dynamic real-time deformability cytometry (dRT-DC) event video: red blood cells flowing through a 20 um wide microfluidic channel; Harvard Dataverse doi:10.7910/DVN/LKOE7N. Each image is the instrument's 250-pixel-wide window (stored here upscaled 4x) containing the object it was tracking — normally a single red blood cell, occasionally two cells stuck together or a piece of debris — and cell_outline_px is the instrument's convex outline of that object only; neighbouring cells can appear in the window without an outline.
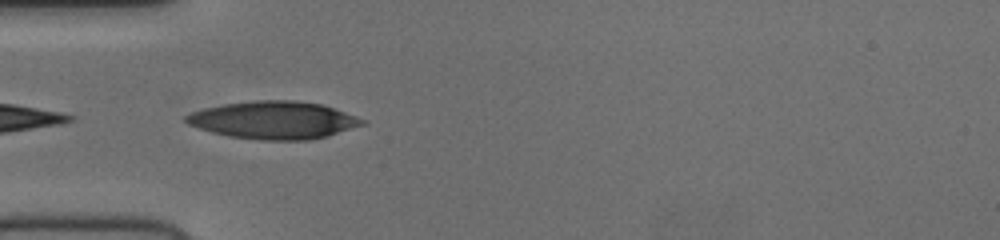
{"species": "human", "species_latin": "Homo sapiens", "temperature_condition": "cold", "stored_images_in_passage": 17, "camera_frame_rate_fps": 3000, "um_per_image_px": 0.085, "donor": {"sex": "female"}, "frame": {"image": 1, "passage_image": 1, "time_ms": 0.0, "image_size_px": [1000, 240], "cell_outline_px": [[364, 124], [324, 136], [308, 140], [260, 140], [228, 136], [212, 132], [188, 124], [184, 120], [184, 116], [192, 112], [204, 108], [224, 104], [256, 100], [296, 100], [320, 104], [344, 112], [364, 120]], "centroid_in_image_um": [23.19, 10.2], "position_along_channel_um": 61.8, "area_um2": 38.09}}
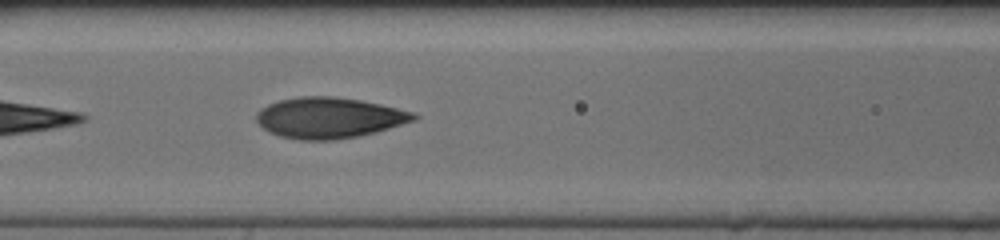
{"frame": {"image": 2, "passage_image": 7, "time_ms": 2.0, "image_size_px": [1000, 240], "cell_outline_px": [[420, 116], [416, 120], [360, 136], [332, 140], [300, 140], [280, 136], [268, 132], [256, 120], [256, 116], [260, 108], [268, 104], [280, 100], [300, 96], [332, 96], [360, 100], [380, 104], [416, 112]], "centroid_in_image_um": [27.99, 10.01], "position_along_channel_um": 138.6, "area_um2": 37.45}}
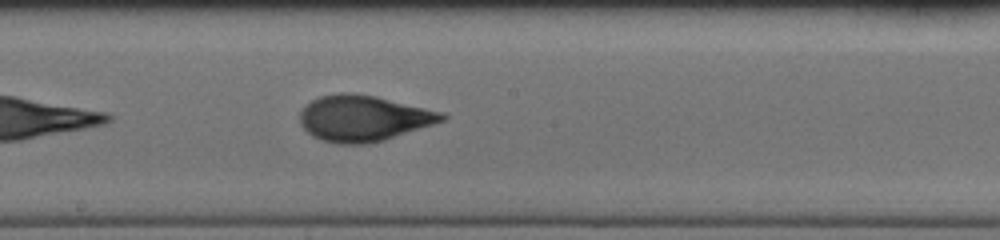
{"frame": {"image": 3, "passage_image": 13, "time_ms": 4.0, "image_size_px": [1000, 240], "cell_outline_px": [[448, 116], [444, 120], [384, 140], [368, 144], [336, 144], [320, 140], [312, 136], [300, 124], [300, 112], [312, 100], [320, 96], [340, 92], [348, 92], [376, 96], [444, 112]], "centroid_in_image_um": [30.88, 10.05], "position_along_channel_um": 217.3, "area_um2": 37.97}}